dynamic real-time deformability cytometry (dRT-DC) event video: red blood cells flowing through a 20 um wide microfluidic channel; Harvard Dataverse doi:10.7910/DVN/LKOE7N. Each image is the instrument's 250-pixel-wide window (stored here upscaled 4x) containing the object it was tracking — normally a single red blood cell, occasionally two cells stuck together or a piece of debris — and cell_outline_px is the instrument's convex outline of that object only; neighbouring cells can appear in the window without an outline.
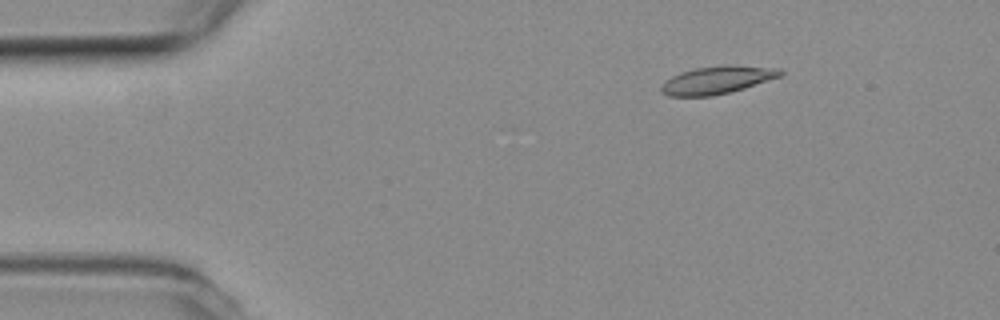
{"species": "common noctule bat (a hibernating species)", "species_latin": "Nyctalus noctula", "temperature_condition": "room temperature", "stored_images_in_passage": 27, "camera_frame_rate_fps": 3000, "um_per_image_px": 0.085, "animal": {"sex": "female", "body_mass_g": 19.3, "forearm_length_mm": 54.1}, "frame": {"image": 1, "passage_image": 1, "time_ms": 0.0, "image_size_px": [1000, 320], "cell_outline_px": [[784, 76], [744, 88], [712, 96], [668, 96], [660, 92], [660, 84], [664, 80], [680, 72], [696, 68], [724, 64], [732, 64], [780, 68], [784, 72]], "centroid_in_image_um": [60.97, 6.78], "position_along_channel_um": 24.0, "area_um2": 19.71}}
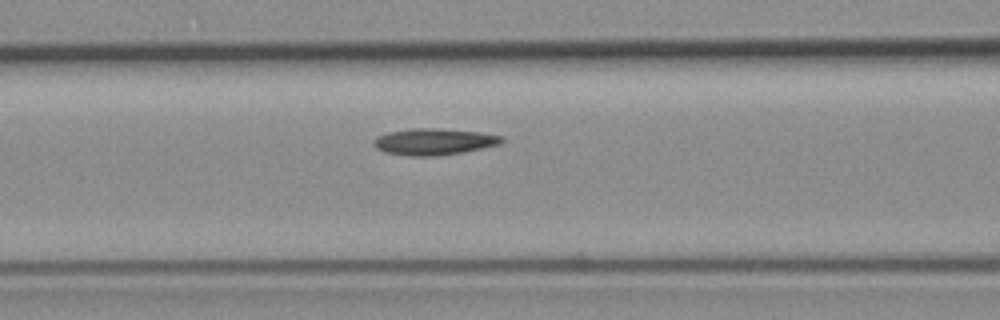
{"frame": {"image": 2, "passage_image": 15, "time_ms": 4.667, "image_size_px": [1000, 320], "cell_outline_px": [[504, 140], [500, 144], [460, 152], [436, 156], [408, 156], [384, 152], [376, 148], [372, 144], [372, 140], [376, 136], [388, 132], [412, 128], [436, 128], [480, 132], [504, 136]], "centroid_in_image_um": [36.83, 12.03], "position_along_channel_um": 129.8, "area_um2": 19.83}}
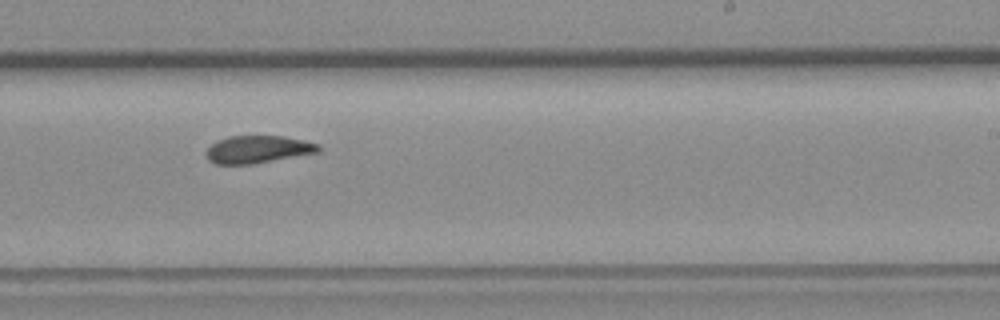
{"frame": {"image": 3, "passage_image": 26, "time_ms": 8.333, "image_size_px": [1000, 320], "cell_outline_px": [[320, 152], [252, 164], [216, 164], [208, 160], [204, 152], [216, 140], [228, 136], [284, 136], [304, 140], [320, 144]], "centroid_in_image_um": [21.91, 12.69], "position_along_channel_um": 267.1, "area_um2": 18.15}}